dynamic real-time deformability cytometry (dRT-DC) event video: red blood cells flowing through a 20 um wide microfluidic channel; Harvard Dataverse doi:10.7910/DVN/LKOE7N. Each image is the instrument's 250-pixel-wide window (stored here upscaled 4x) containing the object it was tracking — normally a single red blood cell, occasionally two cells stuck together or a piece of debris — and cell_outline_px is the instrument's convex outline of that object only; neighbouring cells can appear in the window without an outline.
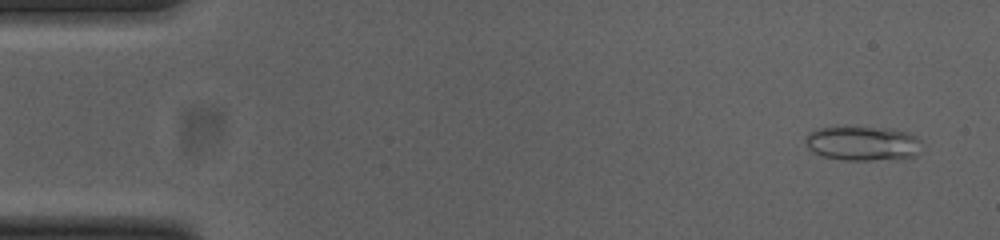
{"species": "common noctule bat (a hibernating species)", "species_latin": "Nyctalus noctula", "temperature_condition": "cold", "stored_images_in_passage": 52, "camera_frame_rate_fps": 3000, "um_per_image_px": 0.085, "animal": {"sex": "female", "body_mass_g": 23.0, "forearm_length_mm": 53.4}, "frame": {"image": 1, "passage_image": 3, "time_ms": 0.667, "image_size_px": [1000, 240], "cell_outline_px": [[924, 144], [920, 152], [916, 156], [904, 160], [844, 160], [820, 156], [812, 152], [808, 148], [804, 140], [804, 136], [816, 128], [844, 124], [892, 128], [908, 132], [916, 136]], "centroid_in_image_um": [73.35, 12.16], "position_along_channel_um": 11.6, "area_um2": 25.09}}
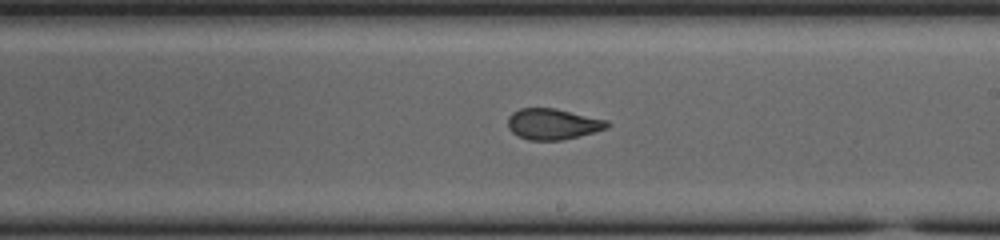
{"frame": {"image": 2, "passage_image": 30, "time_ms": 9.667, "image_size_px": [1000, 240], "cell_outline_px": [[612, 124], [608, 128], [560, 140], [528, 140], [516, 136], [508, 128], [508, 116], [512, 112], [520, 108], [556, 108], [608, 120]], "centroid_in_image_um": [46.97, 10.53], "position_along_channel_um": 242.0, "area_um2": 17.98}}
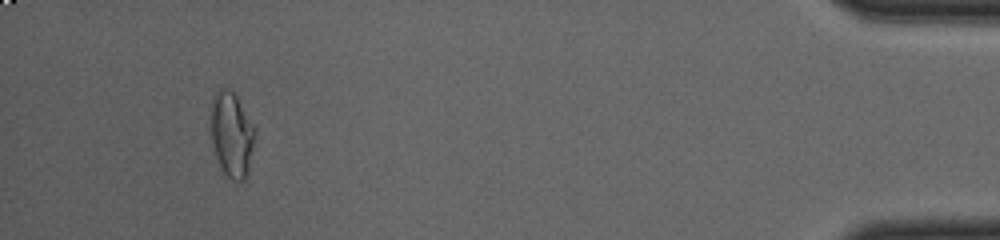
{"frame": {"image": 3, "passage_image": 49, "time_ms": 16.0, "image_size_px": [1000, 240], "cell_outline_px": [[256, 132], [248, 176], [244, 180], [232, 180], [224, 176], [216, 156], [212, 144], [208, 128], [212, 96], [224, 84], [236, 92], [256, 128]], "centroid_in_image_um": [19.67, 11.36], "position_along_channel_um": 415.5, "area_um2": 23.24}, "authors_computed_cell_mechanics": {"area_um2": 19.2185, "velocity_mm_per_s": 3.8616, "shape_relaxation_time_tau1_ms": null, "shape_relaxation_time_tau2_ms": 1.6331, "deformation_change_tau1": null, "deformation_change_tau2": 0.0852}}